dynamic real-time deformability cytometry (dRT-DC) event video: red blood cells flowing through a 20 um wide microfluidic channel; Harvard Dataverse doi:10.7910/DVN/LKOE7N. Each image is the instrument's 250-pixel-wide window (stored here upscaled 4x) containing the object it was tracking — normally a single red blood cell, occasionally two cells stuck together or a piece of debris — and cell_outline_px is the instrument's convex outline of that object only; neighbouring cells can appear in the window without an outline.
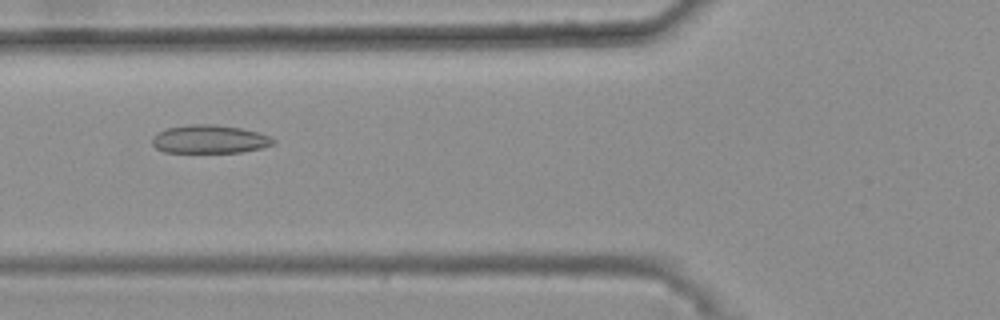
{"species": "common noctule bat (a hibernating species)", "species_latin": "Nyctalus noctula", "temperature_condition": "warm", "stored_images_in_passage": 40, "camera_frame_rate_fps": 3000, "um_per_image_px": 0.085, "animal": {"sex": "female", "body_mass_g": 25.1}, "frame": {"image": 1, "passage_image": 11, "time_ms": 3.333, "image_size_px": [1000, 320], "cell_outline_px": [[276, 144], [260, 148], [240, 152], [164, 152], [156, 148], [152, 144], [152, 136], [164, 128], [188, 124], [216, 124], [240, 128], [260, 132], [272, 136], [276, 140]], "centroid_in_image_um": [17.83, 11.82], "position_along_channel_um": 108.0, "area_um2": 20.29}}
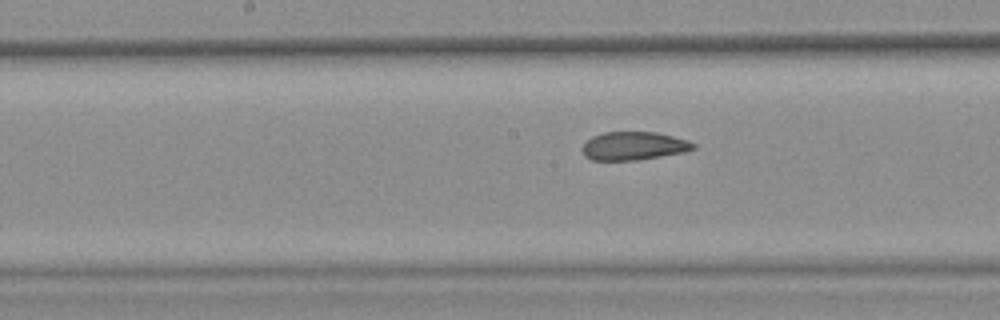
{"frame": {"image": 2, "passage_image": 18, "time_ms": 5.667, "image_size_px": [1000, 320], "cell_outline_px": [[696, 148], [684, 152], [636, 160], [592, 160], [584, 156], [584, 144], [592, 136], [604, 132], [656, 132], [688, 140], [696, 144]], "centroid_in_image_um": [53.89, 12.4], "position_along_channel_um": 194.3, "area_um2": 18.15}}
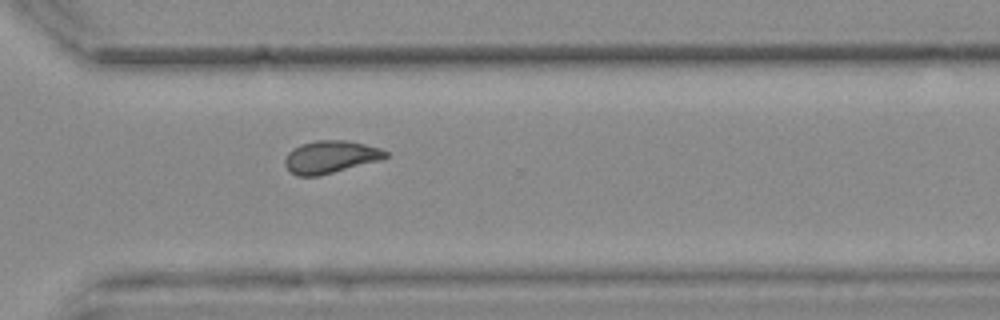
{"frame": {"image": 3, "passage_image": 30, "time_ms": 9.667, "image_size_px": [1000, 320], "cell_outline_px": [[388, 156], [380, 160], [320, 176], [296, 176], [284, 164], [284, 160], [288, 152], [292, 148], [300, 144], [316, 140], [348, 140], [380, 148], [388, 152]], "centroid_in_image_um": [28.08, 13.33], "position_along_channel_um": 342.5, "area_um2": 19.19}, "authors_computed_cell_mechanics": {"area_um2": 19.1896, "velocity_mm_per_s": 3.6992, "shape_relaxation_time_tau1_ms": null, "shape_relaxation_time_tau2_ms": 1.4249, "deformation_change_tau1": null, "deformation_change_tau2": 0.0729}}